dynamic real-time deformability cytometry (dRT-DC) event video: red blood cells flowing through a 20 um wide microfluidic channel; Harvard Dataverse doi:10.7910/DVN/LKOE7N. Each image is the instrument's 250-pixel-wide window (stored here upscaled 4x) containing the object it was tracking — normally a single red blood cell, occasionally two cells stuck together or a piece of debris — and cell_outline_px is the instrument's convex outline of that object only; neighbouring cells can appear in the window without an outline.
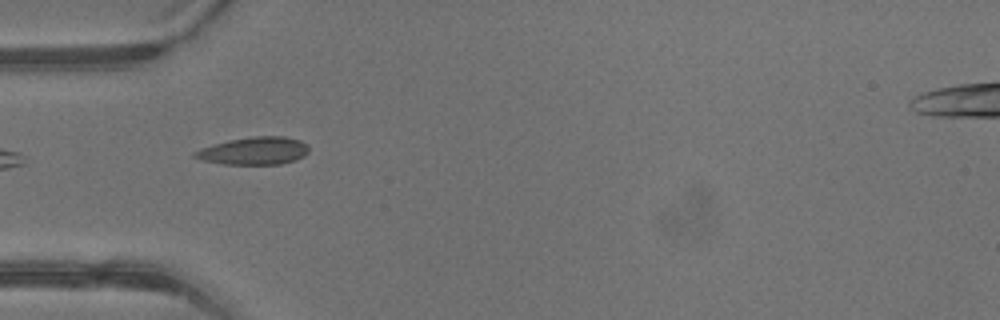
{"species": "common noctule bat (a hibernating species)", "species_latin": "Nyctalus noctula", "temperature_condition": "warm", "stored_images_in_passage": 6, "camera_frame_rate_fps": 3000, "um_per_image_px": 0.085, "animal": {"sex": "male", "body_mass_g": 13.3}, "frame": {"image": 1, "passage_image": 5, "time_ms": 1.333, "image_size_px": [1000, 320], "cell_outline_px": [[308, 152], [304, 156], [296, 160], [280, 164], [220, 164], [204, 160], [192, 156], [192, 152], [200, 148], [228, 140], [252, 136], [284, 136], [300, 140], [308, 144]], "centroid_in_image_um": [21.6, 12.82], "position_along_channel_um": 63.4, "area_um2": 18.5}}
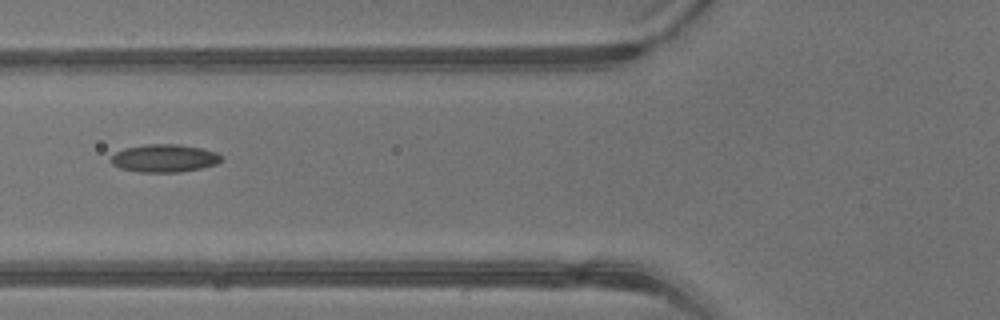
{"frame": {"image": 2, "passage_image": 6, "time_ms": 1.667, "image_size_px": [1000, 320], "cell_outline_px": [[224, 156], [216, 164], [200, 168], [180, 172], [136, 172], [120, 168], [112, 164], [108, 160], [116, 152], [124, 148], [144, 144], [180, 144], [200, 148], [216, 152]], "centroid_in_image_um": [13.93, 13.45], "position_along_channel_um": 111.9, "area_um2": 18.03}}